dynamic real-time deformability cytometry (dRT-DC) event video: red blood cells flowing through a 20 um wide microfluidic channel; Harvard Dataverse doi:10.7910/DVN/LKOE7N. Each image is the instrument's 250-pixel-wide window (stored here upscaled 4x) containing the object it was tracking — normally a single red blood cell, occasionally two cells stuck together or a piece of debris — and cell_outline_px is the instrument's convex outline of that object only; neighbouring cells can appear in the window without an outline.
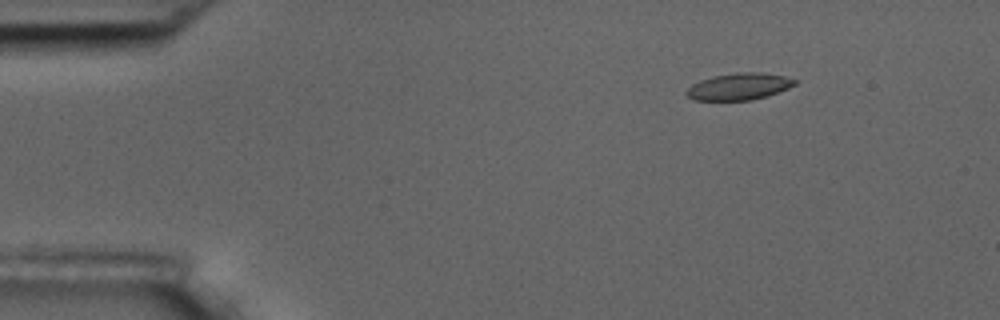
{"species": "common noctule bat (a hibernating species)", "species_latin": "Nyctalus noctula", "temperature_condition": "room temperature", "stored_images_in_passage": 10, "camera_frame_rate_fps": 3000, "um_per_image_px": 0.085, "animal": {"sex": "male", "body_mass_g": 17.5, "forearm_length_mm": 52.3}, "frame": {"image": 1, "passage_image": 2, "time_ms": 1.0, "image_size_px": [1000, 320], "cell_outline_px": [[796, 84], [788, 88], [768, 96], [752, 100], [692, 100], [684, 92], [692, 84], [700, 80], [712, 76], [736, 72], [760, 72], [784, 76], [796, 80]], "centroid_in_image_um": [62.8, 7.35], "position_along_channel_um": 22.2, "area_um2": 16.99}}
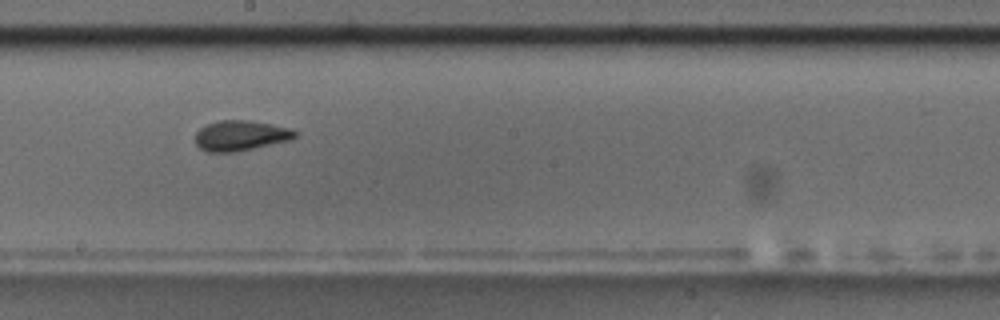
{"frame": {"image": 2, "passage_image": 9, "time_ms": 9.0, "image_size_px": [1000, 320], "cell_outline_px": [[300, 132], [296, 136], [288, 140], [252, 148], [232, 152], [208, 152], [200, 148], [196, 144], [196, 132], [204, 124], [216, 120], [252, 120], [292, 128]], "centroid_in_image_um": [20.44, 11.49], "position_along_channel_um": 227.8, "area_um2": 17.69}}
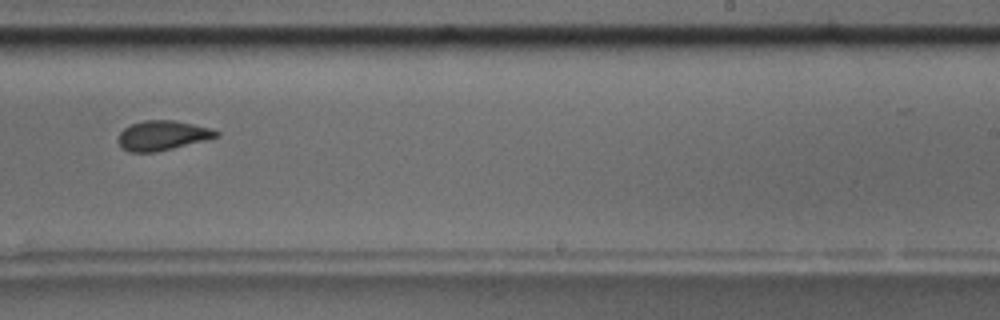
{"frame": {"image": 3, "passage_image": 10, "time_ms": 10.333, "image_size_px": [1000, 320], "cell_outline_px": [[220, 136], [156, 152], [128, 152], [120, 148], [120, 132], [124, 128], [132, 124], [144, 120], [176, 120], [212, 128], [220, 132]], "centroid_in_image_um": [13.83, 11.51], "position_along_channel_um": 275.2, "area_um2": 16.88}}